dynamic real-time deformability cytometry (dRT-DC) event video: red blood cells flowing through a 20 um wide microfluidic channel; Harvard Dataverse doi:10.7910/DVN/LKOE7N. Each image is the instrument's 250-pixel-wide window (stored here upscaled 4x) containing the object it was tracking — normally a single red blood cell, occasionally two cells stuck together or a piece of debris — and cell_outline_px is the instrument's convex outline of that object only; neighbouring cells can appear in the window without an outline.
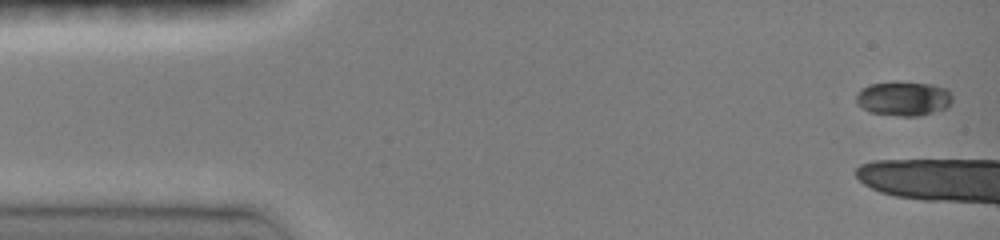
{"species": "common noctule bat (a hibernating species)", "species_latin": "Nyctalus noctula", "temperature_condition": "room temperature", "stored_images_in_passage": 4, "camera_frame_rate_fps": 3000, "um_per_image_px": 0.085, "animal": {"sex": "female", "body_mass_g": 19.0, "forearm_length_mm": 51.5}, "frame": {"image": 1, "passage_image": 1, "time_ms": 0.0, "image_size_px": [1000, 240], "cell_outline_px": [[952, 100], [948, 108], [920, 116], [900, 116], [868, 112], [856, 104], [856, 92], [860, 88], [868, 84], [896, 80], [932, 84], [948, 88], [952, 96]], "centroid_in_image_um": [76.78, 8.35], "position_along_channel_um": 8.2, "area_um2": 20.06}}